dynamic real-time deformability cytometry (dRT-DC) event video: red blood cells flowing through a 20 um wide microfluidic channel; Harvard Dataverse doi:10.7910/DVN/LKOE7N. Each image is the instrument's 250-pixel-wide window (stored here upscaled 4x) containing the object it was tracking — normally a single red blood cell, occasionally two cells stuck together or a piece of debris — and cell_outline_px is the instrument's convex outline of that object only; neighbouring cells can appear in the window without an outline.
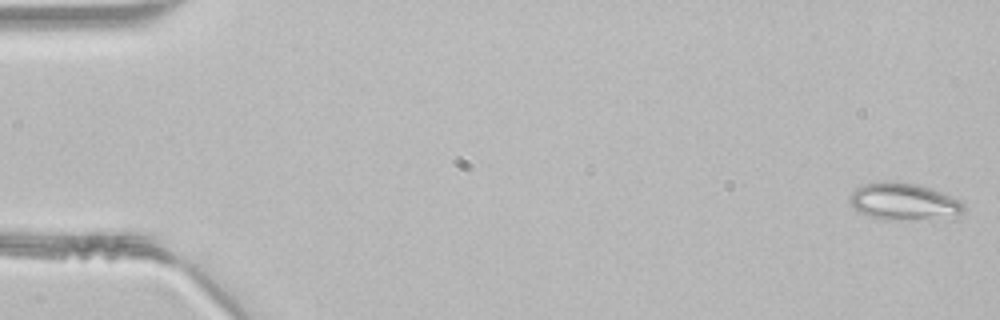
{"species": "common noctule bat (a hibernating species)", "species_latin": "Nyctalus noctula", "temperature_condition": "room temperature", "stored_images_in_passage": 47, "segment_of_instrument_passage": [1, 2], "camera_frame_rate_fps": 3000, "um_per_image_px": 0.085, "animal": {"sex": "male", "body_mass_g": 21.5, "forearm_length_mm": 52.0}, "frame": {"image": 1, "passage_image": 1, "time_ms": 0.0, "image_size_px": [1000, 320], "cell_outline_px": [[964, 212], [952, 220], [884, 220], [868, 216], [856, 212], [852, 208], [848, 200], [852, 192], [856, 188], [864, 184], [884, 180], [916, 184], [932, 188], [944, 192], [960, 200], [964, 204]], "centroid_in_image_um": [76.87, 17.17], "position_along_channel_um": 8.1, "area_um2": 25.78}}
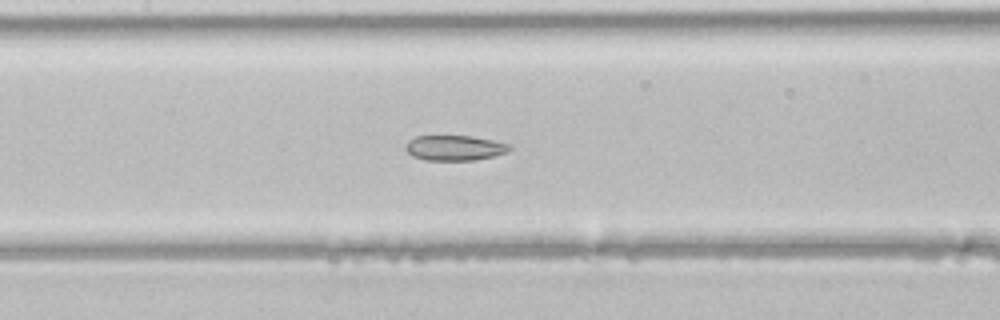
{"frame": {"image": 2, "passage_image": 22, "time_ms": 7.0, "image_size_px": [1000, 320], "cell_outline_px": [[512, 148], [508, 152], [476, 160], [424, 160], [412, 156], [404, 148], [404, 144], [408, 140], [416, 136], [472, 136], [512, 144]], "centroid_in_image_um": [38.64, 12.57], "position_along_channel_um": 168.8, "area_um2": 15.43}}
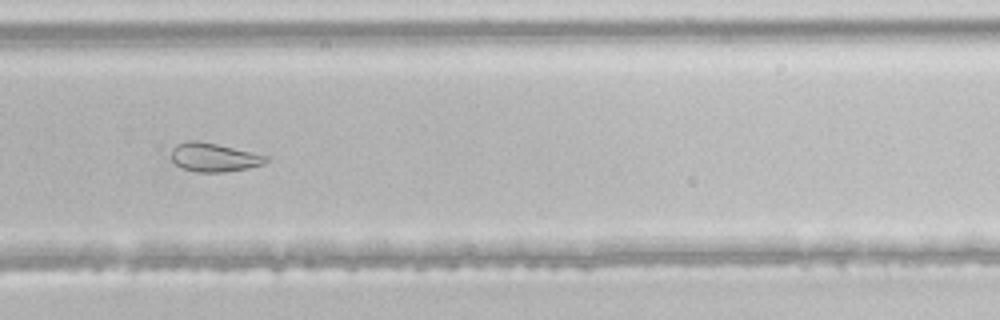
{"frame": {"image": 3, "passage_image": 32, "time_ms": 10.333, "image_size_px": [1000, 320], "cell_outline_px": [[268, 160], [264, 164], [248, 168], [224, 172], [196, 172], [180, 168], [172, 160], [172, 148], [176, 144], [188, 140], [196, 140], [216, 144], [252, 152], [268, 156]], "centroid_in_image_um": [18.16, 13.38], "position_along_channel_um": 311.6, "area_um2": 15.84}}